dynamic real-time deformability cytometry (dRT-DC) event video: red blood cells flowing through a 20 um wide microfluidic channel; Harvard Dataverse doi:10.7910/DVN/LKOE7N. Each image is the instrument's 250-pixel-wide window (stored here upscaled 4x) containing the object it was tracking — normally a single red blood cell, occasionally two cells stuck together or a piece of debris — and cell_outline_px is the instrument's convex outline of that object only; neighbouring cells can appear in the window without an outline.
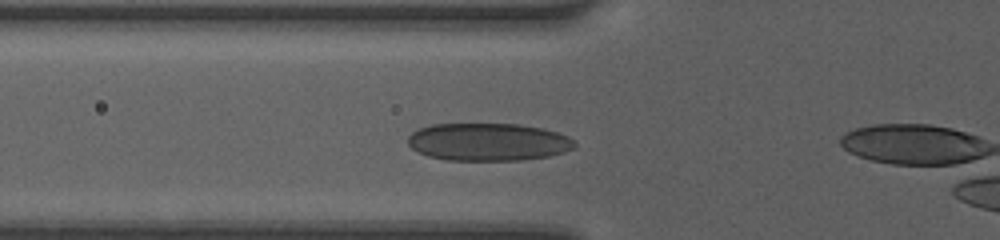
{"species": "human", "species_latin": "Homo sapiens", "temperature_condition": "room temperature", "stored_images_in_passage": 6, "camera_frame_rate_fps": 3000, "um_per_image_px": 0.085, "donor": {"sex": "female"}, "frame": {"image": 1, "passage_image": 5, "time_ms": 1.333, "image_size_px": [1000, 240], "cell_outline_px": [[576, 148], [564, 152], [548, 156], [524, 160], [448, 160], [428, 156], [412, 148], [408, 144], [408, 136], [412, 132], [420, 128], [432, 124], [520, 124], [544, 128], [568, 136], [576, 140]], "centroid_in_image_um": [41.54, 12.06], "position_along_channel_um": 84.3, "area_um2": 36.82}}